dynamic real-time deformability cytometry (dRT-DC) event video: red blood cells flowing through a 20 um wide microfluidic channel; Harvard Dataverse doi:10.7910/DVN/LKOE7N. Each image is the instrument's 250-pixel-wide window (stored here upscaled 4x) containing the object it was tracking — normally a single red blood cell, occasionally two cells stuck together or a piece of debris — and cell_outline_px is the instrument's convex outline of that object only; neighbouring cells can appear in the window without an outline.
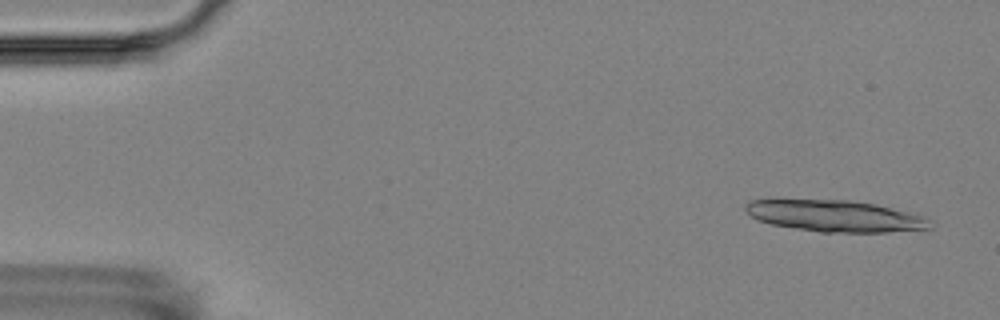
{"species": "Egyptian fruit bat (a non-hibernating species)", "species_latin": "Rousettus aegyptiacus", "temperature_condition": "room temperature", "stored_images_in_passage": 6, "camera_frame_rate_fps": 3000, "um_per_image_px": 0.085, "animal": {"sex": "female"}, "frame": {"image": 1, "passage_image": 1, "time_ms": 0.0, "image_size_px": [1000, 320], "cell_outline_px": [[932, 228], [888, 232], [820, 232], [772, 224], [760, 220], [752, 216], [744, 208], [744, 204], [748, 200], [848, 200], [876, 204], [908, 212], [932, 220]], "centroid_in_image_um": [71.0, 18.36], "position_along_channel_um": 14.0, "area_um2": 33.52}}